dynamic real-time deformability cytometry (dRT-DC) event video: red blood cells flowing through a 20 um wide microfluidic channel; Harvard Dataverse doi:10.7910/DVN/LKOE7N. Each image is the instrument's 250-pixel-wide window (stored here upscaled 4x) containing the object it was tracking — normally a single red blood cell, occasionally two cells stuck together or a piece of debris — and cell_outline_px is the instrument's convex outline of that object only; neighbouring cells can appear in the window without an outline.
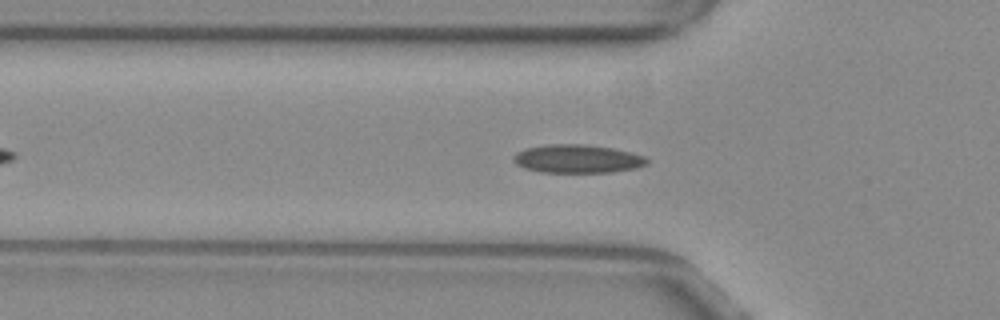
{"species": "common noctule bat (a hibernating species)", "species_latin": "Nyctalus noctula", "temperature_condition": "warm", "stored_images_in_passage": 5, "camera_frame_rate_fps": 3000, "um_per_image_px": 0.085, "animal": {"sex": "female", "body_mass_g": 29.2, "forearm_length_mm": 56.3}, "frame": {"image": 1, "passage_image": 4, "time_ms": 1.0, "image_size_px": [1000, 320], "cell_outline_px": [[648, 164], [636, 168], [612, 172], [540, 172], [524, 168], [516, 164], [512, 160], [512, 156], [516, 152], [524, 148], [548, 144], [584, 144], [612, 148], [632, 152], [644, 156], [648, 160]], "centroid_in_image_um": [49.05, 13.49], "position_along_channel_um": 76.7, "area_um2": 22.25}}